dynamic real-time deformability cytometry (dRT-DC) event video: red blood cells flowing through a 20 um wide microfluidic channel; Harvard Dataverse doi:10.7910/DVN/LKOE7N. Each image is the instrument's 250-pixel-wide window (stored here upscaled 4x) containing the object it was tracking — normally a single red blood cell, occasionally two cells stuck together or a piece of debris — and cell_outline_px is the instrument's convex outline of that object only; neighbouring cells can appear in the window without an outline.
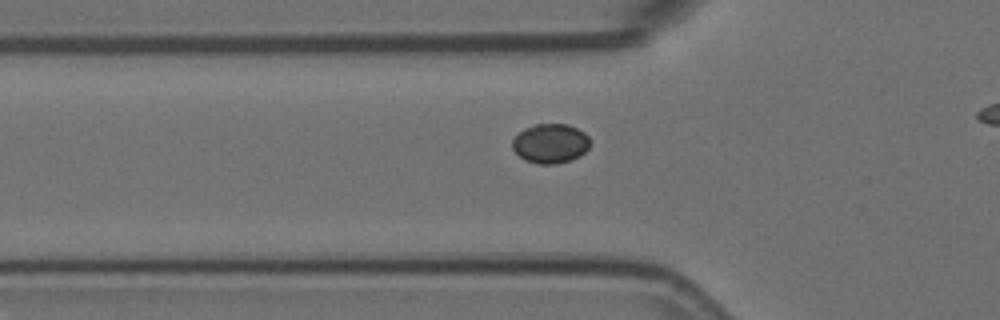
{"species": "Egyptian fruit bat (a non-hibernating species)", "species_latin": "Rousettus aegyptiacus", "temperature_condition": "room temperature", "stored_images_in_passage": 27, "camera_frame_rate_fps": 3000, "um_per_image_px": 0.085, "animal": {"sex": "female"}, "frame": {"image": 1, "passage_image": 8, "time_ms": 2.333, "image_size_px": [1000, 320], "cell_outline_px": [[588, 148], [580, 156], [556, 164], [540, 164], [524, 160], [512, 148], [512, 140], [524, 128], [536, 124], [568, 124], [584, 132], [588, 136]], "centroid_in_image_um": [46.77, 12.19], "position_along_channel_um": 79.0, "area_um2": 17.69}}
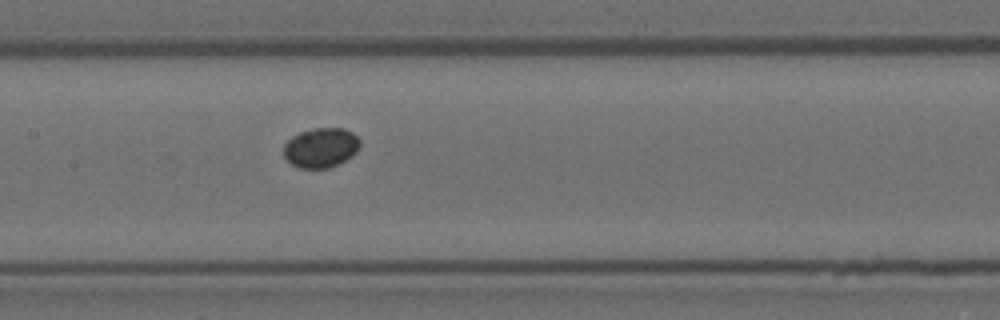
{"frame": {"image": 2, "passage_image": 16, "time_ms": 5.0, "image_size_px": [1000, 320], "cell_outline_px": [[360, 148], [352, 156], [328, 168], [300, 168], [292, 164], [284, 156], [284, 144], [292, 136], [300, 132], [316, 128], [344, 128], [352, 132], [360, 140]], "centroid_in_image_um": [27.28, 12.54], "position_along_channel_um": 180.1, "area_um2": 17.57}}
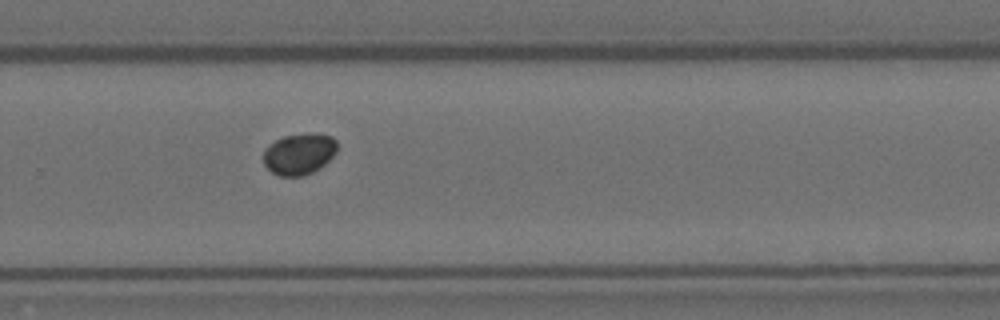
{"frame": {"image": 3, "passage_image": 26, "time_ms": 8.333, "image_size_px": [1000, 320], "cell_outline_px": [[336, 152], [324, 164], [312, 172], [304, 176], [280, 176], [272, 172], [264, 164], [264, 148], [268, 144], [284, 136], [304, 132], [308, 132], [332, 136], [336, 140]], "centroid_in_image_um": [25.41, 13.06], "position_along_channel_um": 304.4, "area_um2": 17.8}}